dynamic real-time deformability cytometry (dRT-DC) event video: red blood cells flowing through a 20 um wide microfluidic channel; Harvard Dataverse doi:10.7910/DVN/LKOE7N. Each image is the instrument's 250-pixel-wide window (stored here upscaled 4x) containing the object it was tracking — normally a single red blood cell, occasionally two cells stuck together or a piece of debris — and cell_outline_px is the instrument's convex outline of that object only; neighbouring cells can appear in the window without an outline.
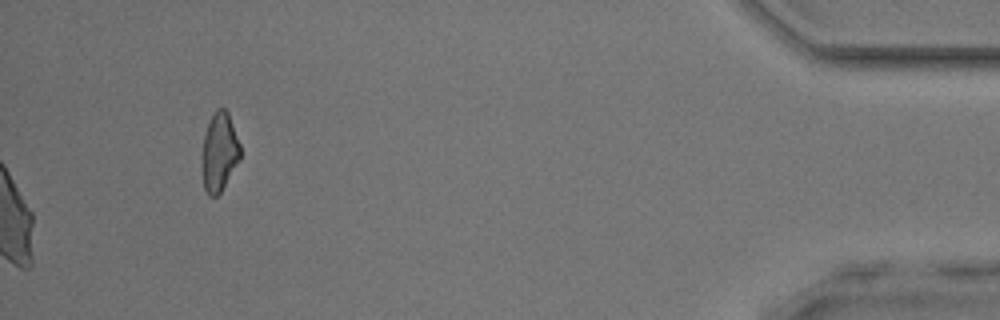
{"species": "common noctule bat (a hibernating species)", "species_latin": "Nyctalus noctula", "temperature_condition": "room temperature", "stored_images_in_passage": 47, "camera_frame_rate_fps": 3000, "um_per_image_px": 0.085, "animal": {"sex": "male", "body_mass_g": 17.9, "forearm_length_mm": 54.2}, "frame": {"image": 1, "passage_image": 47, "time_ms": 15.333, "image_size_px": [1000, 320], "cell_outline_px": [[240, 160], [220, 192], [216, 196], [208, 196], [204, 188], [200, 168], [200, 164], [204, 136], [208, 124], [216, 108], [224, 108], [228, 112], [240, 144]], "centroid_in_image_um": [18.62, 12.95], "position_along_channel_um": 416.6, "area_um2": 17.74}}